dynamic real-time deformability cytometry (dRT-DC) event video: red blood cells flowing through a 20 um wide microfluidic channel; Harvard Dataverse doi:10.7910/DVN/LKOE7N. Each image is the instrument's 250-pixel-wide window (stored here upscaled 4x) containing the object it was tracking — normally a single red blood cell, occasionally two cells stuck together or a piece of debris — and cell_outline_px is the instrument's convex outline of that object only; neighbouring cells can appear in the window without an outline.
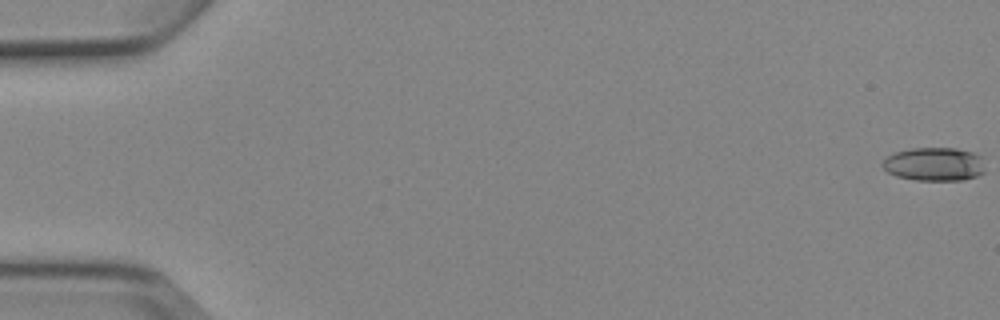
{"species": "Egyptian fruit bat (a non-hibernating species)", "species_latin": "Rousettus aegyptiacus", "temperature_condition": "cold", "stored_images_in_passage": 7, "camera_frame_rate_fps": 3000, "um_per_image_px": 0.085, "animal": {"sex": "female"}, "frame": {"image": 1, "passage_image": 1, "time_ms": 0.0, "image_size_px": [1000, 320], "cell_outline_px": [[984, 172], [976, 176], [964, 180], [916, 180], [896, 176], [888, 172], [880, 164], [888, 156], [896, 152], [912, 148], [956, 148], [972, 152], [980, 156]], "centroid_in_image_um": [79.39, 13.95], "position_along_channel_um": 5.6, "area_um2": 19.88}}
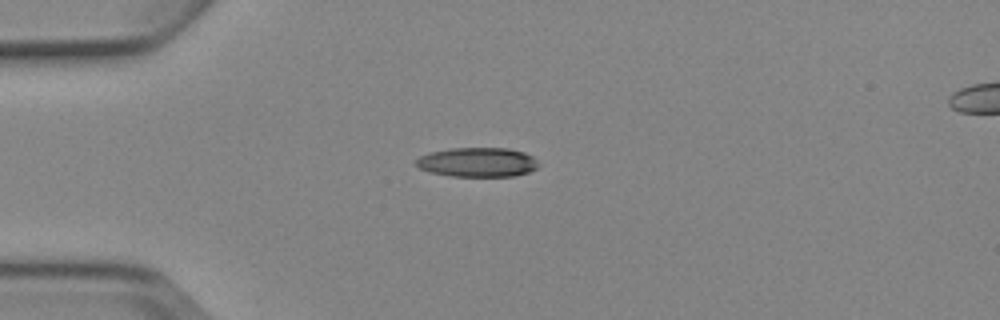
{"frame": {"image": 2, "passage_image": 5, "time_ms": 4.667, "image_size_px": [1000, 320], "cell_outline_px": [[540, 164], [536, 168], [528, 172], [516, 176], [452, 176], [428, 172], [420, 168], [416, 164], [416, 160], [420, 156], [428, 152], [448, 148], [508, 148], [524, 152], [532, 156]], "centroid_in_image_um": [40.58, 13.78], "position_along_channel_um": 44.4, "area_um2": 21.1}}
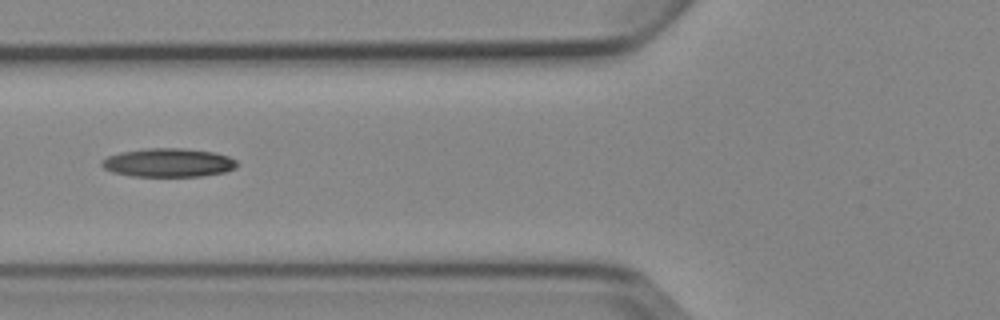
{"frame": {"image": 3, "passage_image": 7, "time_ms": 7.0, "image_size_px": [1000, 320], "cell_outline_px": [[240, 164], [236, 168], [224, 172], [200, 176], [132, 176], [112, 172], [104, 168], [100, 164], [100, 160], [108, 156], [120, 152], [144, 148], [184, 148], [216, 152], [228, 156], [236, 160]], "centroid_in_image_um": [14.32, 13.81], "position_along_channel_um": 111.5, "area_um2": 22.83}}